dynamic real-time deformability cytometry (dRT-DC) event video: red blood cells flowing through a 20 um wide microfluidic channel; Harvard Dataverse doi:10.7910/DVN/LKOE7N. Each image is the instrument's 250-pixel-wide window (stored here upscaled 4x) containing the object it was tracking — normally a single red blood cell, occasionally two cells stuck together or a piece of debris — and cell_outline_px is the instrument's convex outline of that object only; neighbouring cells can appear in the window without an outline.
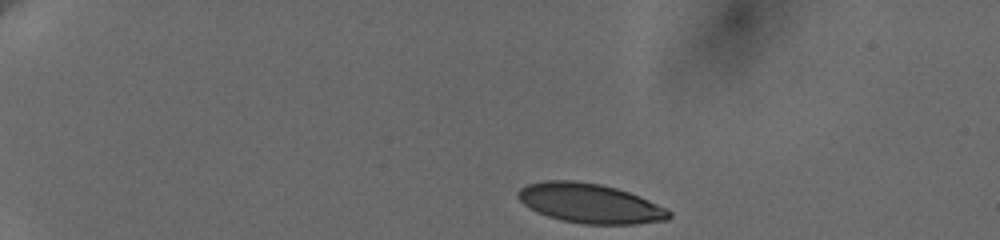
{"species": "human", "species_latin": "Homo sapiens", "temperature_condition": "cold", "stored_images_in_passage": 9, "camera_frame_rate_fps": 3000, "um_per_image_px": 0.085, "donor": {"sex": "female"}, "frame": {"image": 1, "passage_image": 1, "time_ms": 0.0, "image_size_px": [1000, 240], "cell_outline_px": [[672, 216], [668, 220], [632, 224], [584, 224], [564, 220], [548, 216], [536, 212], [524, 204], [516, 196], [516, 192], [520, 188], [528, 184], [544, 180], [572, 180], [600, 184], [616, 188], [640, 196], [668, 208], [672, 212]], "centroid_in_image_um": [50.16, 17.28], "position_along_channel_um": 34.8, "area_um2": 34.91}}
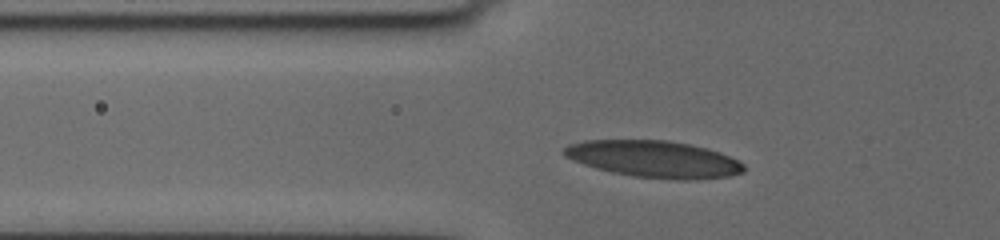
{"frame": {"image": 2, "passage_image": 6, "time_ms": 3.333, "image_size_px": [1000, 240], "cell_outline_px": [[744, 172], [728, 176], [688, 180], [684, 180], [632, 176], [612, 172], [596, 168], [572, 160], [564, 156], [560, 152], [568, 144], [584, 140], [668, 140], [708, 148], [720, 152], [744, 164]], "centroid_in_image_um": [55.55, 13.51], "position_along_channel_um": 70.3, "area_um2": 38.49}}
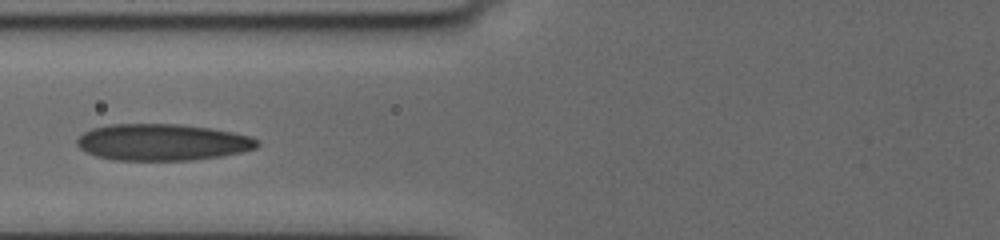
{"frame": {"image": 3, "passage_image": 8, "time_ms": 4.667, "image_size_px": [1000, 240], "cell_outline_px": [[260, 144], [256, 148], [240, 152], [220, 156], [192, 160], [112, 160], [96, 156], [80, 148], [76, 144], [76, 140], [84, 132], [92, 128], [108, 124], [180, 124], [212, 128], [252, 136], [260, 140]], "centroid_in_image_um": [13.81, 12.08], "position_along_channel_um": 112.0, "area_um2": 38.61}}